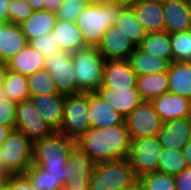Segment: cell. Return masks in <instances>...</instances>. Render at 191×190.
Returning <instances> with one entry per match:
<instances>
[{
  "instance_id": "obj_1",
  "label": "cell",
  "mask_w": 191,
  "mask_h": 190,
  "mask_svg": "<svg viewBox=\"0 0 191 190\" xmlns=\"http://www.w3.org/2000/svg\"><path fill=\"white\" fill-rule=\"evenodd\" d=\"M94 164L127 158L131 138L125 124L89 128L76 141Z\"/></svg>"
},
{
  "instance_id": "obj_15",
  "label": "cell",
  "mask_w": 191,
  "mask_h": 190,
  "mask_svg": "<svg viewBox=\"0 0 191 190\" xmlns=\"http://www.w3.org/2000/svg\"><path fill=\"white\" fill-rule=\"evenodd\" d=\"M87 115L91 128H107L125 124L124 117L97 92L88 93Z\"/></svg>"
},
{
  "instance_id": "obj_51",
  "label": "cell",
  "mask_w": 191,
  "mask_h": 190,
  "mask_svg": "<svg viewBox=\"0 0 191 190\" xmlns=\"http://www.w3.org/2000/svg\"><path fill=\"white\" fill-rule=\"evenodd\" d=\"M88 6H100L110 3V0H85Z\"/></svg>"
},
{
  "instance_id": "obj_48",
  "label": "cell",
  "mask_w": 191,
  "mask_h": 190,
  "mask_svg": "<svg viewBox=\"0 0 191 190\" xmlns=\"http://www.w3.org/2000/svg\"><path fill=\"white\" fill-rule=\"evenodd\" d=\"M182 153L186 158L189 166H191V139L182 148Z\"/></svg>"
},
{
  "instance_id": "obj_11",
  "label": "cell",
  "mask_w": 191,
  "mask_h": 190,
  "mask_svg": "<svg viewBox=\"0 0 191 190\" xmlns=\"http://www.w3.org/2000/svg\"><path fill=\"white\" fill-rule=\"evenodd\" d=\"M131 140L158 136L163 122L151 102L142 101L124 118Z\"/></svg>"
},
{
  "instance_id": "obj_14",
  "label": "cell",
  "mask_w": 191,
  "mask_h": 190,
  "mask_svg": "<svg viewBox=\"0 0 191 190\" xmlns=\"http://www.w3.org/2000/svg\"><path fill=\"white\" fill-rule=\"evenodd\" d=\"M136 48L129 37L121 33L116 26H112L104 33L97 50L105 60H128Z\"/></svg>"
},
{
  "instance_id": "obj_19",
  "label": "cell",
  "mask_w": 191,
  "mask_h": 190,
  "mask_svg": "<svg viewBox=\"0 0 191 190\" xmlns=\"http://www.w3.org/2000/svg\"><path fill=\"white\" fill-rule=\"evenodd\" d=\"M146 33L165 31L163 2L160 0H139L131 7Z\"/></svg>"
},
{
  "instance_id": "obj_17",
  "label": "cell",
  "mask_w": 191,
  "mask_h": 190,
  "mask_svg": "<svg viewBox=\"0 0 191 190\" xmlns=\"http://www.w3.org/2000/svg\"><path fill=\"white\" fill-rule=\"evenodd\" d=\"M151 104L163 123L191 117V100L181 95L167 92L153 99Z\"/></svg>"
},
{
  "instance_id": "obj_23",
  "label": "cell",
  "mask_w": 191,
  "mask_h": 190,
  "mask_svg": "<svg viewBox=\"0 0 191 190\" xmlns=\"http://www.w3.org/2000/svg\"><path fill=\"white\" fill-rule=\"evenodd\" d=\"M169 92L191 100V62L172 61L168 71Z\"/></svg>"
},
{
  "instance_id": "obj_33",
  "label": "cell",
  "mask_w": 191,
  "mask_h": 190,
  "mask_svg": "<svg viewBox=\"0 0 191 190\" xmlns=\"http://www.w3.org/2000/svg\"><path fill=\"white\" fill-rule=\"evenodd\" d=\"M189 166L182 150L163 149L159 156L158 171L176 176Z\"/></svg>"
},
{
  "instance_id": "obj_54",
  "label": "cell",
  "mask_w": 191,
  "mask_h": 190,
  "mask_svg": "<svg viewBox=\"0 0 191 190\" xmlns=\"http://www.w3.org/2000/svg\"><path fill=\"white\" fill-rule=\"evenodd\" d=\"M0 171L4 172V161H3V158L1 156V153H0Z\"/></svg>"
},
{
  "instance_id": "obj_16",
  "label": "cell",
  "mask_w": 191,
  "mask_h": 190,
  "mask_svg": "<svg viewBox=\"0 0 191 190\" xmlns=\"http://www.w3.org/2000/svg\"><path fill=\"white\" fill-rule=\"evenodd\" d=\"M158 138L163 149L182 150L191 139V117L164 122Z\"/></svg>"
},
{
  "instance_id": "obj_34",
  "label": "cell",
  "mask_w": 191,
  "mask_h": 190,
  "mask_svg": "<svg viewBox=\"0 0 191 190\" xmlns=\"http://www.w3.org/2000/svg\"><path fill=\"white\" fill-rule=\"evenodd\" d=\"M27 88L30 97L59 94L55 82L45 69L27 76Z\"/></svg>"
},
{
  "instance_id": "obj_30",
  "label": "cell",
  "mask_w": 191,
  "mask_h": 190,
  "mask_svg": "<svg viewBox=\"0 0 191 190\" xmlns=\"http://www.w3.org/2000/svg\"><path fill=\"white\" fill-rule=\"evenodd\" d=\"M35 190H62L63 177L53 176L48 171L32 164L28 170L22 174Z\"/></svg>"
},
{
  "instance_id": "obj_50",
  "label": "cell",
  "mask_w": 191,
  "mask_h": 190,
  "mask_svg": "<svg viewBox=\"0 0 191 190\" xmlns=\"http://www.w3.org/2000/svg\"><path fill=\"white\" fill-rule=\"evenodd\" d=\"M139 0H110V3H114L117 5H123L125 7H132L135 5Z\"/></svg>"
},
{
  "instance_id": "obj_9",
  "label": "cell",
  "mask_w": 191,
  "mask_h": 190,
  "mask_svg": "<svg viewBox=\"0 0 191 190\" xmlns=\"http://www.w3.org/2000/svg\"><path fill=\"white\" fill-rule=\"evenodd\" d=\"M44 69L52 77L59 94L67 96L81 93L76 84L71 52L61 49L47 56Z\"/></svg>"
},
{
  "instance_id": "obj_25",
  "label": "cell",
  "mask_w": 191,
  "mask_h": 190,
  "mask_svg": "<svg viewBox=\"0 0 191 190\" xmlns=\"http://www.w3.org/2000/svg\"><path fill=\"white\" fill-rule=\"evenodd\" d=\"M45 58L29 44L18 54L9 59L5 65L6 68L18 72L24 76L44 69Z\"/></svg>"
},
{
  "instance_id": "obj_12",
  "label": "cell",
  "mask_w": 191,
  "mask_h": 190,
  "mask_svg": "<svg viewBox=\"0 0 191 190\" xmlns=\"http://www.w3.org/2000/svg\"><path fill=\"white\" fill-rule=\"evenodd\" d=\"M15 129L32 142L54 132L35 109L30 98L16 103Z\"/></svg>"
},
{
  "instance_id": "obj_7",
  "label": "cell",
  "mask_w": 191,
  "mask_h": 190,
  "mask_svg": "<svg viewBox=\"0 0 191 190\" xmlns=\"http://www.w3.org/2000/svg\"><path fill=\"white\" fill-rule=\"evenodd\" d=\"M161 152L162 147L158 136L131 140L127 159L137 178H142L158 171V161Z\"/></svg>"
},
{
  "instance_id": "obj_47",
  "label": "cell",
  "mask_w": 191,
  "mask_h": 190,
  "mask_svg": "<svg viewBox=\"0 0 191 190\" xmlns=\"http://www.w3.org/2000/svg\"><path fill=\"white\" fill-rule=\"evenodd\" d=\"M26 2L32 7L33 11L44 10V0H26Z\"/></svg>"
},
{
  "instance_id": "obj_13",
  "label": "cell",
  "mask_w": 191,
  "mask_h": 190,
  "mask_svg": "<svg viewBox=\"0 0 191 190\" xmlns=\"http://www.w3.org/2000/svg\"><path fill=\"white\" fill-rule=\"evenodd\" d=\"M137 74L128 60H106L103 69V80L100 88L113 90L136 89Z\"/></svg>"
},
{
  "instance_id": "obj_56",
  "label": "cell",
  "mask_w": 191,
  "mask_h": 190,
  "mask_svg": "<svg viewBox=\"0 0 191 190\" xmlns=\"http://www.w3.org/2000/svg\"><path fill=\"white\" fill-rule=\"evenodd\" d=\"M162 1L163 3H166V2H171V1H185V0H160Z\"/></svg>"
},
{
  "instance_id": "obj_28",
  "label": "cell",
  "mask_w": 191,
  "mask_h": 190,
  "mask_svg": "<svg viewBox=\"0 0 191 190\" xmlns=\"http://www.w3.org/2000/svg\"><path fill=\"white\" fill-rule=\"evenodd\" d=\"M136 89L143 101L151 102L169 92L167 72L137 76Z\"/></svg>"
},
{
  "instance_id": "obj_4",
  "label": "cell",
  "mask_w": 191,
  "mask_h": 190,
  "mask_svg": "<svg viewBox=\"0 0 191 190\" xmlns=\"http://www.w3.org/2000/svg\"><path fill=\"white\" fill-rule=\"evenodd\" d=\"M75 79L82 93L96 92L102 86L105 59L97 47H85L71 52Z\"/></svg>"
},
{
  "instance_id": "obj_37",
  "label": "cell",
  "mask_w": 191,
  "mask_h": 190,
  "mask_svg": "<svg viewBox=\"0 0 191 190\" xmlns=\"http://www.w3.org/2000/svg\"><path fill=\"white\" fill-rule=\"evenodd\" d=\"M26 0H11L8 7V23L21 24L33 14Z\"/></svg>"
},
{
  "instance_id": "obj_6",
  "label": "cell",
  "mask_w": 191,
  "mask_h": 190,
  "mask_svg": "<svg viewBox=\"0 0 191 190\" xmlns=\"http://www.w3.org/2000/svg\"><path fill=\"white\" fill-rule=\"evenodd\" d=\"M33 142L21 131L14 129L8 139L0 145L4 161V172L9 175L25 173L32 165Z\"/></svg>"
},
{
  "instance_id": "obj_2",
  "label": "cell",
  "mask_w": 191,
  "mask_h": 190,
  "mask_svg": "<svg viewBox=\"0 0 191 190\" xmlns=\"http://www.w3.org/2000/svg\"><path fill=\"white\" fill-rule=\"evenodd\" d=\"M76 142L60 132L33 142L32 164L53 176H62L64 185L65 165Z\"/></svg>"
},
{
  "instance_id": "obj_21",
  "label": "cell",
  "mask_w": 191,
  "mask_h": 190,
  "mask_svg": "<svg viewBox=\"0 0 191 190\" xmlns=\"http://www.w3.org/2000/svg\"><path fill=\"white\" fill-rule=\"evenodd\" d=\"M165 31L169 34L191 30V10L185 1L163 3Z\"/></svg>"
},
{
  "instance_id": "obj_39",
  "label": "cell",
  "mask_w": 191,
  "mask_h": 190,
  "mask_svg": "<svg viewBox=\"0 0 191 190\" xmlns=\"http://www.w3.org/2000/svg\"><path fill=\"white\" fill-rule=\"evenodd\" d=\"M28 44L43 55L44 58L61 50L52 32L44 36L40 35L37 38L30 40Z\"/></svg>"
},
{
  "instance_id": "obj_45",
  "label": "cell",
  "mask_w": 191,
  "mask_h": 190,
  "mask_svg": "<svg viewBox=\"0 0 191 190\" xmlns=\"http://www.w3.org/2000/svg\"><path fill=\"white\" fill-rule=\"evenodd\" d=\"M14 128L6 125H0V145H2L10 136Z\"/></svg>"
},
{
  "instance_id": "obj_40",
  "label": "cell",
  "mask_w": 191,
  "mask_h": 190,
  "mask_svg": "<svg viewBox=\"0 0 191 190\" xmlns=\"http://www.w3.org/2000/svg\"><path fill=\"white\" fill-rule=\"evenodd\" d=\"M16 103L8 100L5 95L0 96V125L15 129Z\"/></svg>"
},
{
  "instance_id": "obj_43",
  "label": "cell",
  "mask_w": 191,
  "mask_h": 190,
  "mask_svg": "<svg viewBox=\"0 0 191 190\" xmlns=\"http://www.w3.org/2000/svg\"><path fill=\"white\" fill-rule=\"evenodd\" d=\"M64 0H44V10L56 13Z\"/></svg>"
},
{
  "instance_id": "obj_26",
  "label": "cell",
  "mask_w": 191,
  "mask_h": 190,
  "mask_svg": "<svg viewBox=\"0 0 191 190\" xmlns=\"http://www.w3.org/2000/svg\"><path fill=\"white\" fill-rule=\"evenodd\" d=\"M57 21L56 13L50 11H34L33 14L20 24L28 42L40 35L51 33Z\"/></svg>"
},
{
  "instance_id": "obj_36",
  "label": "cell",
  "mask_w": 191,
  "mask_h": 190,
  "mask_svg": "<svg viewBox=\"0 0 191 190\" xmlns=\"http://www.w3.org/2000/svg\"><path fill=\"white\" fill-rule=\"evenodd\" d=\"M145 190H177L174 176L156 171L140 178Z\"/></svg>"
},
{
  "instance_id": "obj_41",
  "label": "cell",
  "mask_w": 191,
  "mask_h": 190,
  "mask_svg": "<svg viewBox=\"0 0 191 190\" xmlns=\"http://www.w3.org/2000/svg\"><path fill=\"white\" fill-rule=\"evenodd\" d=\"M5 190H35L22 175H10L6 181Z\"/></svg>"
},
{
  "instance_id": "obj_35",
  "label": "cell",
  "mask_w": 191,
  "mask_h": 190,
  "mask_svg": "<svg viewBox=\"0 0 191 190\" xmlns=\"http://www.w3.org/2000/svg\"><path fill=\"white\" fill-rule=\"evenodd\" d=\"M173 61L191 62V30L170 34Z\"/></svg>"
},
{
  "instance_id": "obj_55",
  "label": "cell",
  "mask_w": 191,
  "mask_h": 190,
  "mask_svg": "<svg viewBox=\"0 0 191 190\" xmlns=\"http://www.w3.org/2000/svg\"><path fill=\"white\" fill-rule=\"evenodd\" d=\"M187 6L189 7V9L191 10V0H185Z\"/></svg>"
},
{
  "instance_id": "obj_20",
  "label": "cell",
  "mask_w": 191,
  "mask_h": 190,
  "mask_svg": "<svg viewBox=\"0 0 191 190\" xmlns=\"http://www.w3.org/2000/svg\"><path fill=\"white\" fill-rule=\"evenodd\" d=\"M28 45L19 24L7 23L0 33V63L5 64Z\"/></svg>"
},
{
  "instance_id": "obj_5",
  "label": "cell",
  "mask_w": 191,
  "mask_h": 190,
  "mask_svg": "<svg viewBox=\"0 0 191 190\" xmlns=\"http://www.w3.org/2000/svg\"><path fill=\"white\" fill-rule=\"evenodd\" d=\"M128 159L95 164L89 190H123L136 179Z\"/></svg>"
},
{
  "instance_id": "obj_31",
  "label": "cell",
  "mask_w": 191,
  "mask_h": 190,
  "mask_svg": "<svg viewBox=\"0 0 191 190\" xmlns=\"http://www.w3.org/2000/svg\"><path fill=\"white\" fill-rule=\"evenodd\" d=\"M115 26L119 28L121 33L129 37L136 46L140 44L147 34L131 7H125L122 10Z\"/></svg>"
},
{
  "instance_id": "obj_18",
  "label": "cell",
  "mask_w": 191,
  "mask_h": 190,
  "mask_svg": "<svg viewBox=\"0 0 191 190\" xmlns=\"http://www.w3.org/2000/svg\"><path fill=\"white\" fill-rule=\"evenodd\" d=\"M30 100L51 129L59 132L63 120L65 96L61 94L39 95L31 96Z\"/></svg>"
},
{
  "instance_id": "obj_24",
  "label": "cell",
  "mask_w": 191,
  "mask_h": 190,
  "mask_svg": "<svg viewBox=\"0 0 191 190\" xmlns=\"http://www.w3.org/2000/svg\"><path fill=\"white\" fill-rule=\"evenodd\" d=\"M52 34L62 50L74 52L87 47L75 22L57 19Z\"/></svg>"
},
{
  "instance_id": "obj_27",
  "label": "cell",
  "mask_w": 191,
  "mask_h": 190,
  "mask_svg": "<svg viewBox=\"0 0 191 190\" xmlns=\"http://www.w3.org/2000/svg\"><path fill=\"white\" fill-rule=\"evenodd\" d=\"M128 61L137 76L167 72L170 64L167 60L148 54L138 47L129 56Z\"/></svg>"
},
{
  "instance_id": "obj_22",
  "label": "cell",
  "mask_w": 191,
  "mask_h": 190,
  "mask_svg": "<svg viewBox=\"0 0 191 190\" xmlns=\"http://www.w3.org/2000/svg\"><path fill=\"white\" fill-rule=\"evenodd\" d=\"M96 92L124 118L143 101L137 89L99 88Z\"/></svg>"
},
{
  "instance_id": "obj_49",
  "label": "cell",
  "mask_w": 191,
  "mask_h": 190,
  "mask_svg": "<svg viewBox=\"0 0 191 190\" xmlns=\"http://www.w3.org/2000/svg\"><path fill=\"white\" fill-rule=\"evenodd\" d=\"M5 76H6V65L0 63V96L3 95Z\"/></svg>"
},
{
  "instance_id": "obj_42",
  "label": "cell",
  "mask_w": 191,
  "mask_h": 190,
  "mask_svg": "<svg viewBox=\"0 0 191 190\" xmlns=\"http://www.w3.org/2000/svg\"><path fill=\"white\" fill-rule=\"evenodd\" d=\"M177 190H191V166L185 168L180 174L174 176Z\"/></svg>"
},
{
  "instance_id": "obj_53",
  "label": "cell",
  "mask_w": 191,
  "mask_h": 190,
  "mask_svg": "<svg viewBox=\"0 0 191 190\" xmlns=\"http://www.w3.org/2000/svg\"><path fill=\"white\" fill-rule=\"evenodd\" d=\"M8 23V21H4L0 19V33L2 32V29L5 27V25Z\"/></svg>"
},
{
  "instance_id": "obj_10",
  "label": "cell",
  "mask_w": 191,
  "mask_h": 190,
  "mask_svg": "<svg viewBox=\"0 0 191 190\" xmlns=\"http://www.w3.org/2000/svg\"><path fill=\"white\" fill-rule=\"evenodd\" d=\"M95 164L82 148L75 144L65 165L62 190H89V181Z\"/></svg>"
},
{
  "instance_id": "obj_3",
  "label": "cell",
  "mask_w": 191,
  "mask_h": 190,
  "mask_svg": "<svg viewBox=\"0 0 191 190\" xmlns=\"http://www.w3.org/2000/svg\"><path fill=\"white\" fill-rule=\"evenodd\" d=\"M123 5L109 3L100 6H87L77 17L76 25L81 31L86 46L98 47L104 33L115 26Z\"/></svg>"
},
{
  "instance_id": "obj_29",
  "label": "cell",
  "mask_w": 191,
  "mask_h": 190,
  "mask_svg": "<svg viewBox=\"0 0 191 190\" xmlns=\"http://www.w3.org/2000/svg\"><path fill=\"white\" fill-rule=\"evenodd\" d=\"M137 47L169 63L173 61L170 34L166 31L147 33Z\"/></svg>"
},
{
  "instance_id": "obj_52",
  "label": "cell",
  "mask_w": 191,
  "mask_h": 190,
  "mask_svg": "<svg viewBox=\"0 0 191 190\" xmlns=\"http://www.w3.org/2000/svg\"><path fill=\"white\" fill-rule=\"evenodd\" d=\"M10 175L6 172L0 171V190H3L6 185V181Z\"/></svg>"
},
{
  "instance_id": "obj_8",
  "label": "cell",
  "mask_w": 191,
  "mask_h": 190,
  "mask_svg": "<svg viewBox=\"0 0 191 190\" xmlns=\"http://www.w3.org/2000/svg\"><path fill=\"white\" fill-rule=\"evenodd\" d=\"M88 93L65 96L60 133L74 140L80 139L91 128L87 115Z\"/></svg>"
},
{
  "instance_id": "obj_38",
  "label": "cell",
  "mask_w": 191,
  "mask_h": 190,
  "mask_svg": "<svg viewBox=\"0 0 191 190\" xmlns=\"http://www.w3.org/2000/svg\"><path fill=\"white\" fill-rule=\"evenodd\" d=\"M85 0H64L56 12L57 19L76 22L78 15L87 7Z\"/></svg>"
},
{
  "instance_id": "obj_46",
  "label": "cell",
  "mask_w": 191,
  "mask_h": 190,
  "mask_svg": "<svg viewBox=\"0 0 191 190\" xmlns=\"http://www.w3.org/2000/svg\"><path fill=\"white\" fill-rule=\"evenodd\" d=\"M123 190H145V189L142 180L140 178H136Z\"/></svg>"
},
{
  "instance_id": "obj_32",
  "label": "cell",
  "mask_w": 191,
  "mask_h": 190,
  "mask_svg": "<svg viewBox=\"0 0 191 190\" xmlns=\"http://www.w3.org/2000/svg\"><path fill=\"white\" fill-rule=\"evenodd\" d=\"M3 95L15 103L29 99L27 76L6 68Z\"/></svg>"
},
{
  "instance_id": "obj_44",
  "label": "cell",
  "mask_w": 191,
  "mask_h": 190,
  "mask_svg": "<svg viewBox=\"0 0 191 190\" xmlns=\"http://www.w3.org/2000/svg\"><path fill=\"white\" fill-rule=\"evenodd\" d=\"M11 0H0V19L8 21V7Z\"/></svg>"
}]
</instances>
